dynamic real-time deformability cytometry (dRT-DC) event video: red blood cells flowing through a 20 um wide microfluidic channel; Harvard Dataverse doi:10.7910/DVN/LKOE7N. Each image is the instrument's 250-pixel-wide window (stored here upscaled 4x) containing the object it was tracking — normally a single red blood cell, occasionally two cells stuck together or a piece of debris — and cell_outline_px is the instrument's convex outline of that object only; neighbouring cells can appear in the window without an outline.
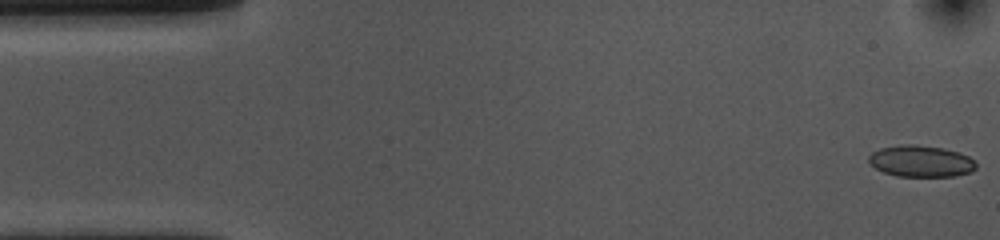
{"species": "common noctule bat (a hibernating species)", "species_latin": "Nyctalus noctula", "temperature_condition": "cold", "stored_images_in_passage": 53, "camera_frame_rate_fps": 3000, "um_per_image_px": 0.085, "animal": {"sex": "female", "body_mass_g": 10.0, "forearm_length_mm": 53.1}, "frame": {"image": 1, "passage_image": 1, "time_ms": 0.0, "image_size_px": [1000, 240], "cell_outline_px": [[976, 168], [972, 172], [956, 176], [896, 176], [884, 172], [876, 168], [868, 160], [868, 156], [872, 152], [880, 148], [900, 144], [916, 144], [944, 148], [960, 152], [968, 156], [976, 164]], "centroid_in_image_um": [78.28, 13.69], "position_along_channel_um": 6.7, "area_um2": 19.83}}
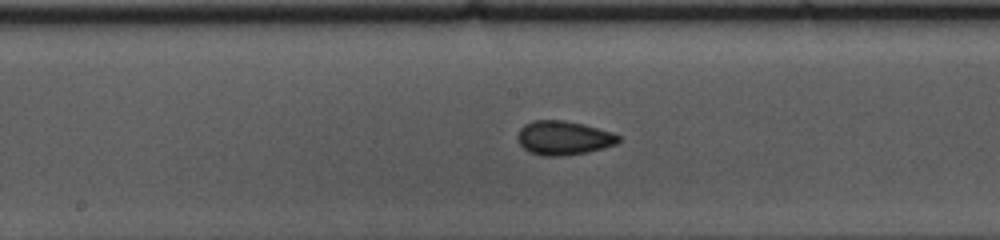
{"frame": {"image": 2, "passage_image": 26, "time_ms": 8.333, "image_size_px": [1000, 240], "cell_outline_px": [[620, 140], [616, 144], [604, 148], [588, 152], [564, 156], [540, 156], [528, 152], [520, 144], [516, 136], [520, 128], [524, 124], [532, 120], [564, 120], [584, 124], [612, 132], [620, 136]], "centroid_in_image_um": [47.88, 11.73], "position_along_channel_um": 200.3, "area_um2": 20.29}}
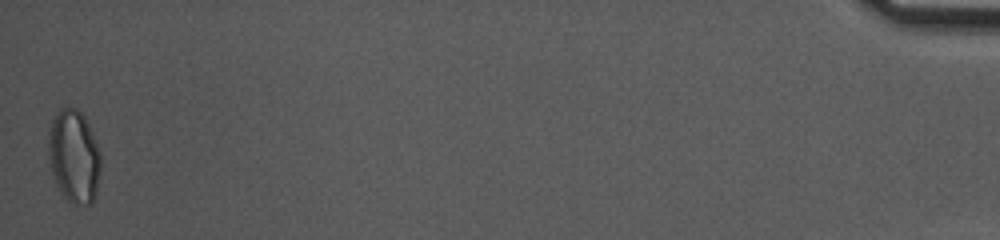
{"frame": {"image": 3, "passage_image": 53, "time_ms": 17.333, "image_size_px": [1000, 240], "cell_outline_px": [[100, 172], [96, 192], [92, 204], [72, 204], [60, 192], [56, 184], [52, 172], [48, 156], [48, 132], [52, 120], [56, 112], [60, 108], [76, 108], [84, 116], [92, 132], [100, 152]], "centroid_in_image_um": [6.28, 13.29], "position_along_channel_um": 428.9, "area_um2": 28.44}, "authors_computed_cell_mechanics": {"area_um2": 19.5364, "velocity_mm_per_s": 3.6711, "shape_relaxation_time_tau1_ms": 5.0408, "shape_relaxation_time_tau2_ms": 1.1254, "deformation_change_tau1": 0.1081, "deformation_change_tau2": 0.0387}}